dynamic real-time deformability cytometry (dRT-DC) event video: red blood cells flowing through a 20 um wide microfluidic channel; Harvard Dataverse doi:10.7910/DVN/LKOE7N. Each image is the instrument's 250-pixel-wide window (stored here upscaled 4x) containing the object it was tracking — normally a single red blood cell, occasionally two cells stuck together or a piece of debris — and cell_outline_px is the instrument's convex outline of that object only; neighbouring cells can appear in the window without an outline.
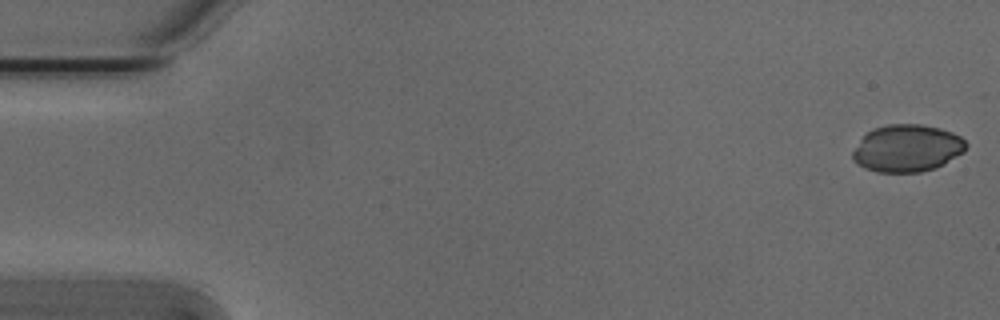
{"species": "Egyptian fruit bat (a non-hibernating species)", "species_latin": "Rousettus aegyptiacus", "temperature_condition": "cold", "stored_images_in_passage": 38, "camera_frame_rate_fps": 3000, "um_per_image_px": 0.085, "animal": {"sex": "male"}, "frame": {"image": 1, "passage_image": 1, "time_ms": 0.0, "image_size_px": [1000, 320], "cell_outline_px": [[968, 144], [964, 152], [944, 164], [936, 168], [920, 172], [876, 172], [864, 168], [856, 164], [852, 160], [852, 152], [860, 140], [872, 128], [888, 124], [920, 124], [940, 128], [952, 132], [960, 136]], "centroid_in_image_um": [77.1, 12.61], "position_along_channel_um": 7.9, "area_um2": 31.44}}
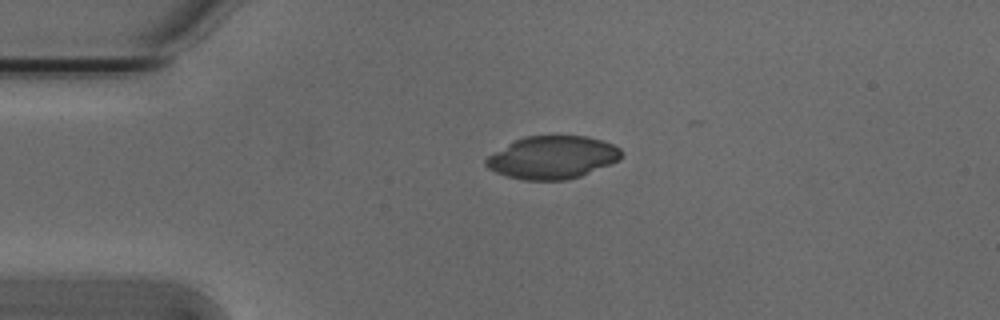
{"frame": {"image": 2, "passage_image": 12, "time_ms": 3.667, "image_size_px": [1000, 320], "cell_outline_px": [[624, 152], [620, 160], [580, 176], [564, 180], [524, 180], [508, 176], [496, 172], [488, 168], [484, 164], [484, 160], [488, 156], [508, 144], [524, 136], [588, 136], [604, 140], [620, 148]], "centroid_in_image_um": [46.99, 13.37], "position_along_channel_um": 38.0, "area_um2": 33.7}}